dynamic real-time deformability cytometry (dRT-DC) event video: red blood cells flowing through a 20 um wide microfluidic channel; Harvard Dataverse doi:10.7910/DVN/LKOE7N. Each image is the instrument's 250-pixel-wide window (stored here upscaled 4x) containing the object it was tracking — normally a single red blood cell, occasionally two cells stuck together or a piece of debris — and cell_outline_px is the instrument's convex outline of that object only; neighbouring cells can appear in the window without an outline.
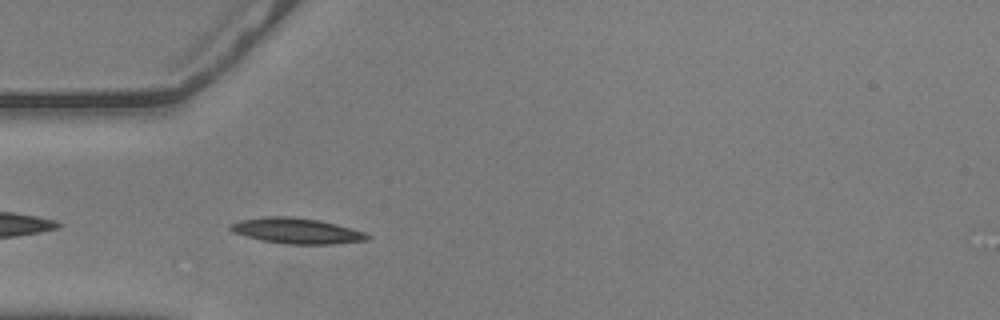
{"species": "common noctule bat (a hibernating species)", "species_latin": "Nyctalus noctula", "temperature_condition": "warm", "stored_images_in_passage": 38, "camera_frame_rate_fps": 3000, "um_per_image_px": 0.085, "animal": {"sex": "male", "body_mass_g": 20.5, "forearm_length_mm": 52.5}, "frame": {"image": 1, "passage_image": 2, "time_ms": 0.333, "image_size_px": [1000, 320], "cell_outline_px": [[372, 236], [368, 240], [332, 244], [288, 244], [260, 240], [236, 232], [228, 228], [232, 224], [240, 220], [264, 216], [288, 216], [320, 220], [352, 228], [364, 232]], "centroid_in_image_um": [25.27, 19.61], "position_along_channel_um": 59.7, "area_um2": 20.29}}
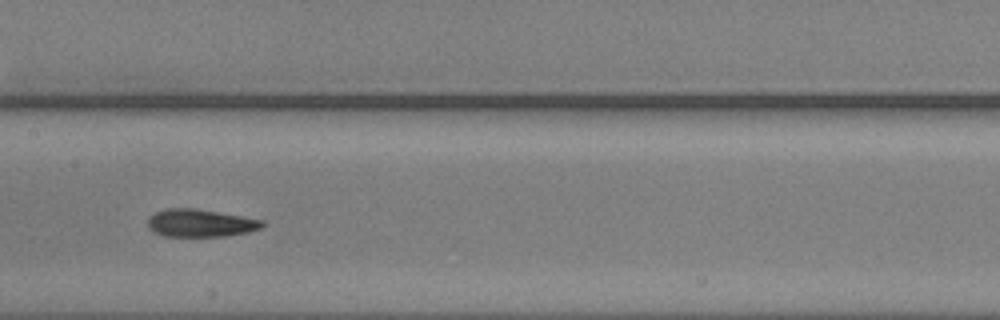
{"frame": {"image": 2, "passage_image": 13, "time_ms": 4.0, "image_size_px": [1000, 320], "cell_outline_px": [[268, 224], [260, 228], [248, 232], [224, 236], [164, 236], [148, 228], [148, 216], [164, 208], [196, 208], [264, 220]], "centroid_in_image_um": [17.04, 18.95], "position_along_channel_um": 190.4, "area_um2": 18.55}}
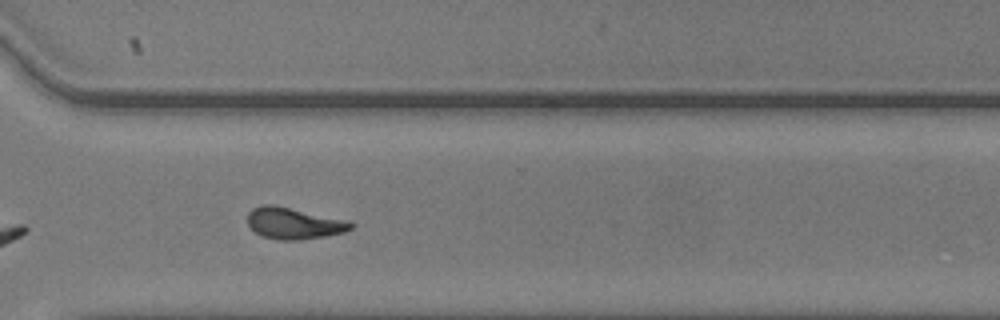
{"frame": {"image": 3, "passage_image": 26, "time_ms": 8.333, "image_size_px": [1000, 320], "cell_outline_px": [[356, 224], [352, 228], [344, 232], [324, 236], [300, 240], [276, 240], [260, 236], [248, 224], [248, 212], [252, 208], [260, 204], [276, 204], [348, 220]], "centroid_in_image_um": [24.97, 18.96], "position_along_channel_um": 345.6, "area_um2": 19.31}, "authors_computed_cell_mechanics": {"area_um2": 18.4382, "velocity_mm_per_s": 3.5926, "shape_relaxation_time_tau1_ms": 6.7883, "shape_relaxation_time_tau2_ms": 2.7902, "deformation_change_tau1": 0.1842, "deformation_change_tau2": 0.0962}}